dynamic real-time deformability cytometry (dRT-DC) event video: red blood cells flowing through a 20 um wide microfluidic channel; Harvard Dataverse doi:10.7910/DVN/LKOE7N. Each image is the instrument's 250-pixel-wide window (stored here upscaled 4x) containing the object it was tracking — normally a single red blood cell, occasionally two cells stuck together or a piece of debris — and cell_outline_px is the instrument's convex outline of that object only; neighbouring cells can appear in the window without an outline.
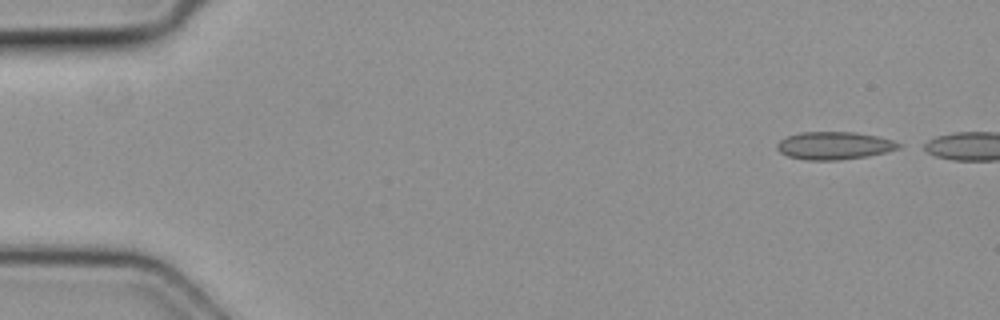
{"species": "common noctule bat (a hibernating species)", "species_latin": "Nyctalus noctula", "temperature_condition": "cold", "stored_images_in_passage": 5, "segment_of_instrument_passage": [2, 2], "camera_frame_rate_fps": 3000, "um_per_image_px": 0.085, "animal": {"sex": "female", "body_mass_g": 19.3, "forearm_length_mm": 54.1}, "frame": {"image": 1, "passage_image": 5, "time_ms": 1.333, "image_size_px": [1000, 320], "cell_outline_px": [[904, 144], [900, 148], [888, 152], [868, 156], [840, 160], [808, 160], [788, 156], [780, 152], [776, 148], [776, 144], [780, 140], [788, 136], [800, 132], [856, 132], [880, 136]], "centroid_in_image_um": [70.96, 12.37], "position_along_channel_um": 14.0, "area_um2": 19.88}}